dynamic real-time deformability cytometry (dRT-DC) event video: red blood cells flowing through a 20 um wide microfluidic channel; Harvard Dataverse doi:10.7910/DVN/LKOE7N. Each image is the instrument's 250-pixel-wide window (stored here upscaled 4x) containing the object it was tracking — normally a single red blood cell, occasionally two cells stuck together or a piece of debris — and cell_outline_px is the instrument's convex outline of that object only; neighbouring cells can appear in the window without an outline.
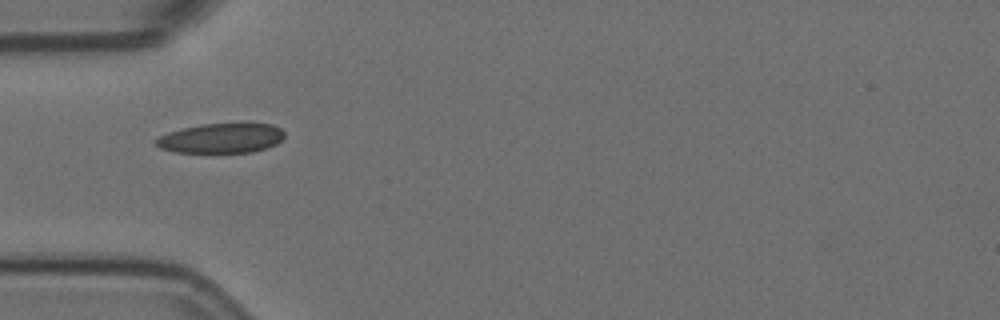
{"species": "Egyptian fruit bat (a non-hibernating species)", "species_latin": "Rousettus aegyptiacus", "temperature_condition": "room temperature", "stored_images_in_passage": 7, "camera_frame_rate_fps": 3000, "um_per_image_px": 0.085, "animal": {"sex": "female"}, "frame": {"image": 1, "passage_image": 1, "time_ms": 0.0, "image_size_px": [1000, 320], "cell_outline_px": [[284, 136], [276, 144], [268, 148], [252, 152], [172, 152], [160, 148], [156, 144], [156, 140], [160, 136], [168, 132], [200, 124], [272, 124], [280, 128], [284, 132]], "centroid_in_image_um": [18.81, 11.75], "position_along_channel_um": 66.2, "area_um2": 22.08}}
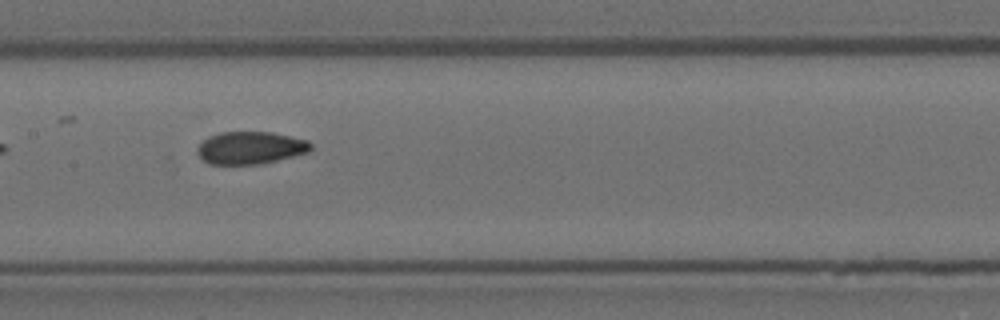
{"frame": {"image": 2, "passage_image": 4, "time_ms": 1.0, "image_size_px": [1000, 320], "cell_outline_px": [[312, 148], [308, 152], [260, 164], [208, 164], [196, 152], [196, 148], [208, 136], [220, 132], [272, 132], [308, 140], [312, 144]], "centroid_in_image_um": [21.27, 12.56], "position_along_channel_um": 186.1, "area_um2": 21.44}}
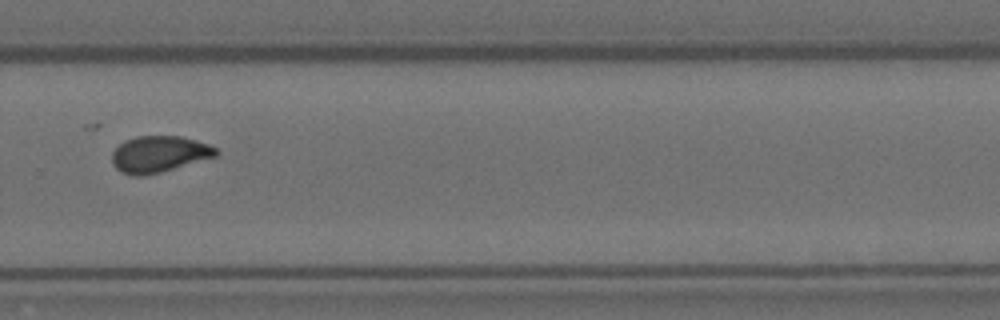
{"frame": {"image": 3, "passage_image": 7, "time_ms": 2.0, "image_size_px": [1000, 320], "cell_outline_px": [[220, 152], [216, 156], [160, 172], [144, 176], [132, 176], [120, 172], [112, 164], [112, 152], [124, 140], [136, 136], [180, 136], [196, 140], [208, 144], [216, 148]], "centroid_in_image_um": [13.49, 13.1], "position_along_channel_um": 316.3, "area_um2": 22.08}}